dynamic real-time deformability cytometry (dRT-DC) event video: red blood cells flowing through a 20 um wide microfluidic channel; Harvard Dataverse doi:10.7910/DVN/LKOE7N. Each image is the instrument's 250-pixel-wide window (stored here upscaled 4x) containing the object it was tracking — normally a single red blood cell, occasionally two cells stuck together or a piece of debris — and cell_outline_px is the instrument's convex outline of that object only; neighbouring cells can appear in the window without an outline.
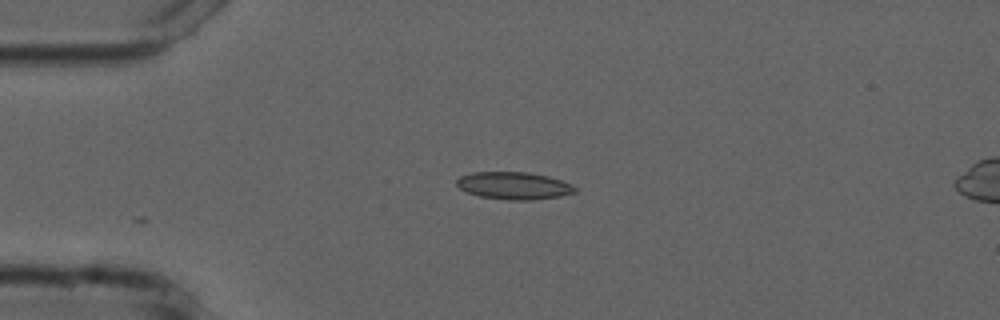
{"species": "common noctule bat (a hibernating species)", "species_latin": "Nyctalus noctula", "temperature_condition": "cold", "stored_images_in_passage": 20, "camera_frame_rate_fps": 3000, "um_per_image_px": 0.085, "animal": {"sex": "male", "forearm_length_mm": 52.5}, "frame": {"image": 1, "passage_image": 1, "time_ms": 0.0, "image_size_px": [1000, 320], "cell_outline_px": [[576, 192], [560, 196], [532, 200], [508, 200], [480, 196], [468, 192], [460, 188], [456, 184], [456, 180], [460, 176], [472, 172], [528, 172], [548, 176], [572, 184], [576, 188]], "centroid_in_image_um": [43.68, 15.78], "position_along_channel_um": 41.3, "area_um2": 18.84}}
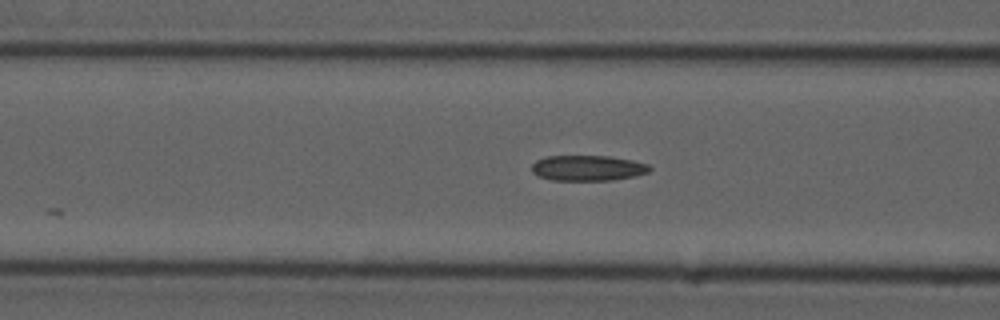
{"frame": {"image": 2, "passage_image": 9, "time_ms": 2.667, "image_size_px": [1000, 320], "cell_outline_px": [[652, 168], [648, 172], [632, 176], [612, 180], [552, 180], [536, 176], [532, 172], [532, 164], [536, 160], [548, 156], [608, 156], [632, 160], [648, 164]], "centroid_in_image_um": [49.92, 14.28], "position_along_channel_um": 116.7, "area_um2": 17.46}}
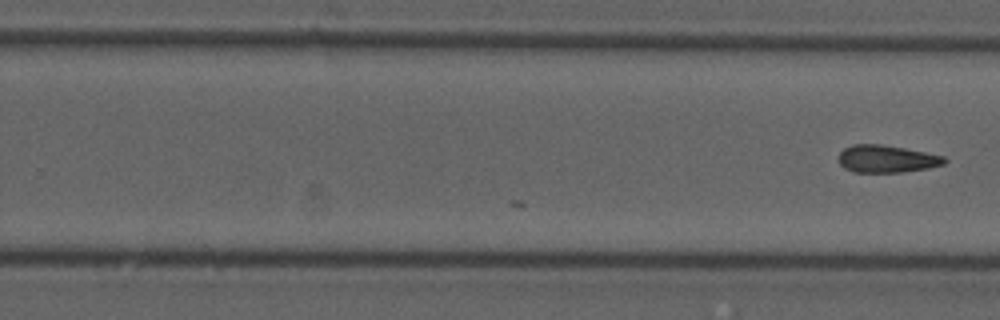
{"frame": {"image": 3, "passage_image": 20, "time_ms": 6.333, "image_size_px": [1000, 320], "cell_outline_px": [[948, 160], [944, 164], [928, 168], [900, 172], [852, 172], [844, 168], [840, 164], [840, 152], [844, 148], [852, 144], [880, 144], [904, 148], [944, 156]], "centroid_in_image_um": [75.36, 13.5], "position_along_channel_um": 254.4, "area_um2": 16.82}}